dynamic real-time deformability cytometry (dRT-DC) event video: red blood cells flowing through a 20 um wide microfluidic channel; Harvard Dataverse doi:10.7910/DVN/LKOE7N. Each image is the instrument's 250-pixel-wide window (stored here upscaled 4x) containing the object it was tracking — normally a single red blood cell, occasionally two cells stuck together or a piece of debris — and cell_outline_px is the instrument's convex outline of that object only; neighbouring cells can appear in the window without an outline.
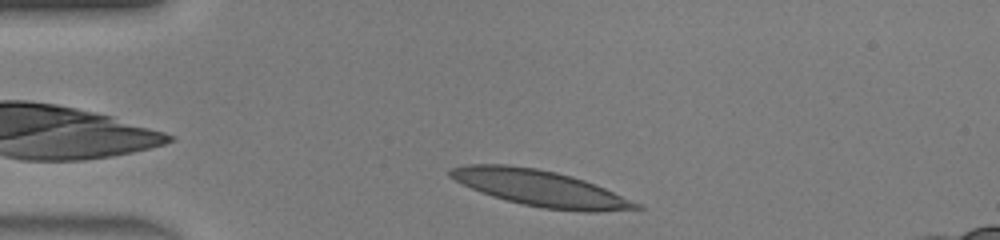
{"species": "human", "species_latin": "Homo sapiens", "temperature_condition": "warm", "stored_images_in_passage": 29, "camera_frame_rate_fps": 3000, "um_per_image_px": 0.085, "donor": {"sex": "male"}, "frame": {"image": 1, "passage_image": 1, "time_ms": 0.0, "image_size_px": [1000, 240], "cell_outline_px": [[644, 208], [596, 212], [584, 212], [544, 208], [524, 204], [492, 196], [480, 192], [448, 176], [448, 172], [452, 168], [468, 164], [508, 164], [536, 168], [556, 172], [572, 176], [584, 180], [604, 188], [640, 204]], "centroid_in_image_um": [45.91, 15.99], "position_along_channel_um": 39.1, "area_um2": 38.55}}
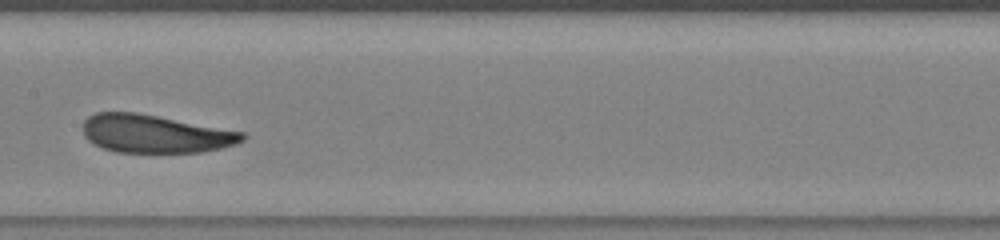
{"frame": {"image": 2, "passage_image": 14, "time_ms": 4.333, "image_size_px": [1000, 240], "cell_outline_px": [[248, 136], [244, 140], [236, 144], [220, 148], [200, 152], [116, 152], [104, 148], [88, 140], [84, 136], [84, 120], [88, 116], [96, 112], [136, 112], [244, 132]], "centroid_in_image_um": [13.19, 11.37], "position_along_channel_um": 194.2, "area_um2": 35.2}}
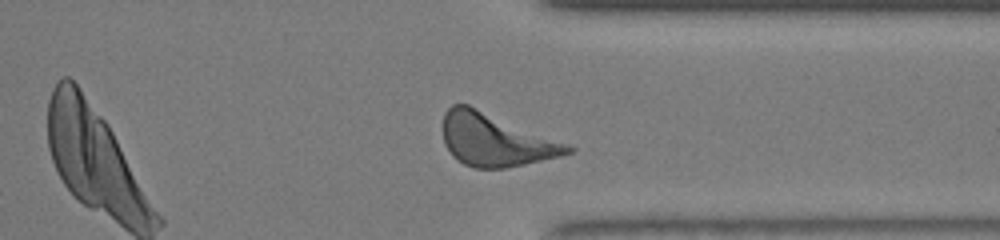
{"frame": {"image": 3, "passage_image": 26, "time_ms": 8.333, "image_size_px": [1000, 240], "cell_outline_px": [[576, 148], [572, 152], [560, 156], [524, 164], [504, 168], [472, 168], [456, 160], [452, 156], [444, 144], [444, 112], [452, 104], [468, 104], [568, 144]], "centroid_in_image_um": [42.09, 11.89], "position_along_channel_um": 369.3, "area_um2": 38.03}, "authors_computed_cell_mechanics": {"area_um2": 36.2984, "velocity_mm_per_s": 4.4106, "shape_relaxation_time_tau1_ms": 4.2467, "shape_relaxation_time_tau2_ms": 2.4778, "deformation_change_tau1": 0.1631, "deformation_change_tau2": 0.1225}}